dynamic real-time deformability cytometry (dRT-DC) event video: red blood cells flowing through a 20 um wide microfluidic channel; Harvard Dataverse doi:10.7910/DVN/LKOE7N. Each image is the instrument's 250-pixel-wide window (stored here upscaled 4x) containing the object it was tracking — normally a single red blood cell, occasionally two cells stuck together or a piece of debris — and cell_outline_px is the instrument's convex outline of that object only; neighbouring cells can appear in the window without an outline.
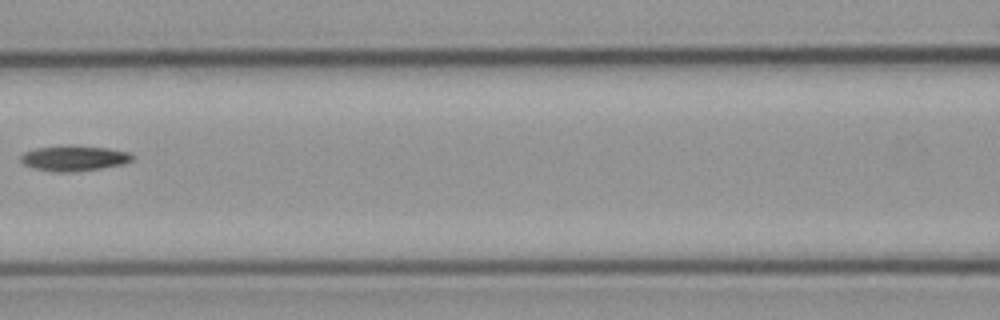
{"species": "common noctule bat (a hibernating species)", "species_latin": "Nyctalus noctula", "temperature_condition": "cold", "stored_images_in_passage": 4, "camera_frame_rate_fps": 3000, "um_per_image_px": 0.085, "animal": {"sex": "male", "body_mass_g": 23.1, "forearm_length_mm": 52.7}, "frame": {"image": 1, "passage_image": 4, "time_ms": 5.0, "image_size_px": [1000, 320], "cell_outline_px": [[136, 156], [132, 160], [120, 164], [100, 168], [72, 172], [56, 172], [36, 168], [24, 164], [20, 160], [20, 156], [24, 152], [36, 148], [108, 148], [128, 152]], "centroid_in_image_um": [6.3, 13.49], "position_along_channel_um": 160.3, "area_um2": 15.49}}